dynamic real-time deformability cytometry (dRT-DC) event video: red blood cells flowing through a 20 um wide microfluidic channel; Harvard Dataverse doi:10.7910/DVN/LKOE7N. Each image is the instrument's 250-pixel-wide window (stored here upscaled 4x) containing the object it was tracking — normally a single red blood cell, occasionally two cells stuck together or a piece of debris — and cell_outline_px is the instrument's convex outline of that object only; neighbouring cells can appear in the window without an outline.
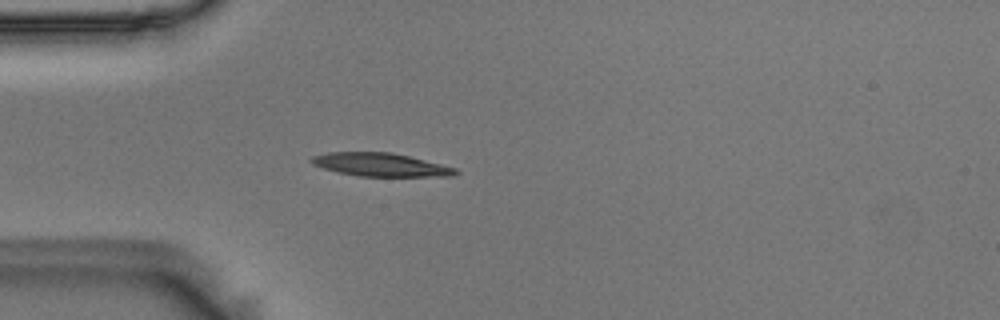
{"species": "Egyptian fruit bat (a non-hibernating species)", "species_latin": "Rousettus aegyptiacus", "temperature_condition": "room temperature", "stored_images_in_passage": 27, "camera_frame_rate_fps": 3000, "um_per_image_px": 0.085, "animal": {"sex": "male"}, "frame": {"image": 1, "passage_image": 1, "time_ms": 0.0, "image_size_px": [1000, 320], "cell_outline_px": [[460, 172], [452, 176], [360, 176], [336, 172], [312, 164], [308, 160], [312, 156], [328, 152], [392, 152], [456, 168]], "centroid_in_image_um": [32.31, 14.0], "position_along_channel_um": 52.7, "area_um2": 19.48}}